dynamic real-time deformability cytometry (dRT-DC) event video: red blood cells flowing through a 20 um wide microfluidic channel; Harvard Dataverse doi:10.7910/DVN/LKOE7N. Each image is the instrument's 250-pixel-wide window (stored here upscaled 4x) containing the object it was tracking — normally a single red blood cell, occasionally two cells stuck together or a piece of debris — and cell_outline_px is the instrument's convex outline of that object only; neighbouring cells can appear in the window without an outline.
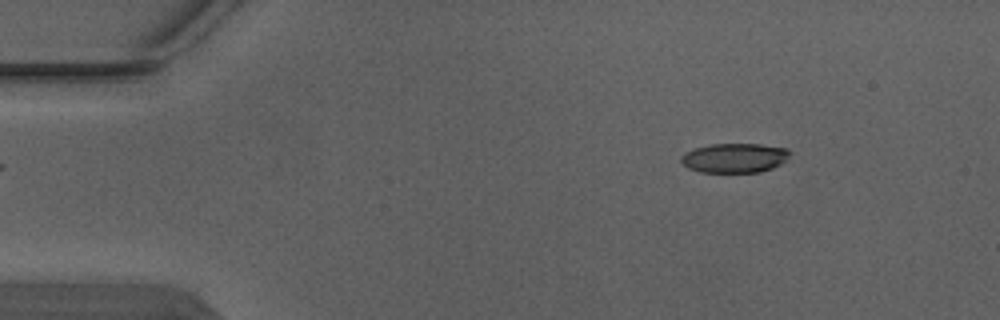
{"species": "Egyptian fruit bat (a non-hibernating species)", "species_latin": "Rousettus aegyptiacus", "temperature_condition": "warm", "stored_images_in_passage": 4, "camera_frame_rate_fps": 3000, "um_per_image_px": 0.085, "animal": {"sex": "male"}, "frame": {"image": 1, "passage_image": 2, "time_ms": 0.333, "image_size_px": [1000, 320], "cell_outline_px": [[792, 152], [788, 160], [772, 168], [760, 172], [700, 172], [688, 168], [680, 160], [680, 156], [684, 152], [696, 148], [712, 144], [760, 144], [788, 148]], "centroid_in_image_um": [62.47, 13.42], "position_along_channel_um": 22.5, "area_um2": 18.84}}